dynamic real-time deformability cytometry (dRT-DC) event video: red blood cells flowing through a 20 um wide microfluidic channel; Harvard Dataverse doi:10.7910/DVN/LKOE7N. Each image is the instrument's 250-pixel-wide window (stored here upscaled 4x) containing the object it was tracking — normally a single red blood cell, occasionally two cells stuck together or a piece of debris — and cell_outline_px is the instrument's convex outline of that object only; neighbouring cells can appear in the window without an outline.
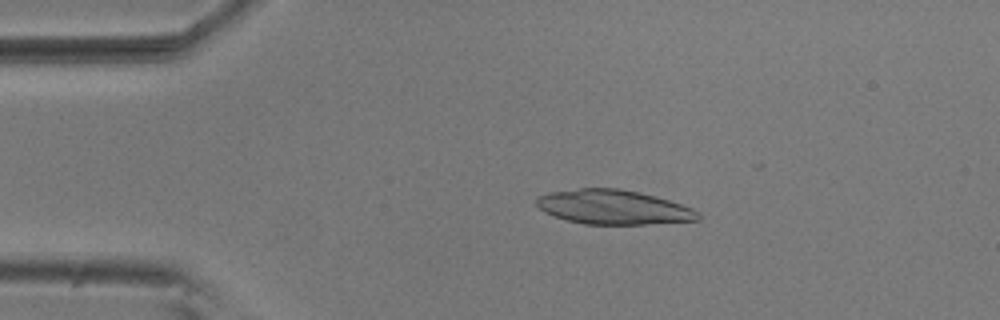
{"species": "common noctule bat (a hibernating species)", "species_latin": "Nyctalus noctula", "temperature_condition": "room temperature", "stored_images_in_passage": 19, "camera_frame_rate_fps": 3000, "um_per_image_px": 0.085, "animal": {"sex": "male", "body_mass_g": 20.5, "forearm_length_mm": 52.5}, "frame": {"image": 1, "passage_image": 10, "time_ms": 3.0, "image_size_px": [1000, 320], "cell_outline_px": [[700, 220], [644, 224], [584, 224], [568, 220], [544, 212], [536, 204], [536, 196], [548, 192], [580, 188], [620, 188], [656, 196], [692, 208], [700, 212]], "centroid_in_image_um": [52.13, 17.6], "position_along_channel_um": 32.9, "area_um2": 32.37}}